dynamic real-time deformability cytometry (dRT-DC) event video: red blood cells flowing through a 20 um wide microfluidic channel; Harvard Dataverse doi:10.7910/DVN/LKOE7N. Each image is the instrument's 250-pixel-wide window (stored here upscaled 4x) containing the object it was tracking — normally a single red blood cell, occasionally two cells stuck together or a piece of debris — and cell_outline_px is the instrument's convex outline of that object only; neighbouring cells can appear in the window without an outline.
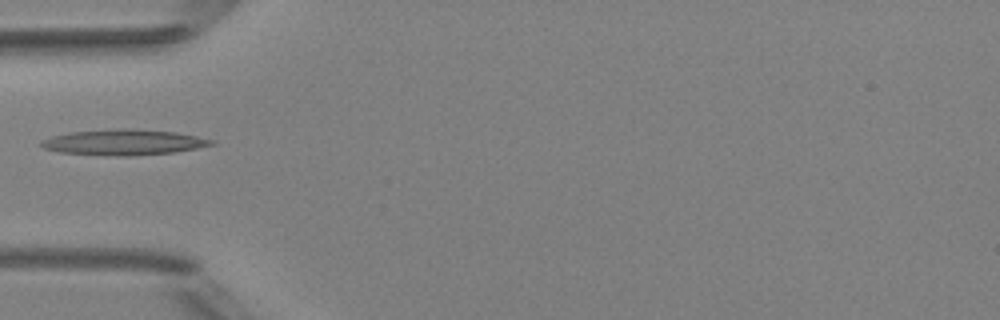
{"species": "Egyptian fruit bat (a non-hibernating species)", "species_latin": "Rousettus aegyptiacus", "temperature_condition": "room temperature", "stored_images_in_passage": 6, "camera_frame_rate_fps": 3000, "um_per_image_px": 0.085, "animal": {"sex": "female"}, "frame": {"image": 1, "passage_image": 5, "time_ms": 4.667, "image_size_px": [1000, 320], "cell_outline_px": [[216, 144], [196, 148], [172, 152], [128, 156], [120, 156], [60, 152], [44, 148], [40, 144], [40, 140], [52, 136], [72, 132], [124, 128], [132, 128], [176, 132], [216, 140]], "centroid_in_image_um": [10.54, 12.08], "position_along_channel_um": 74.5, "area_um2": 25.2}}
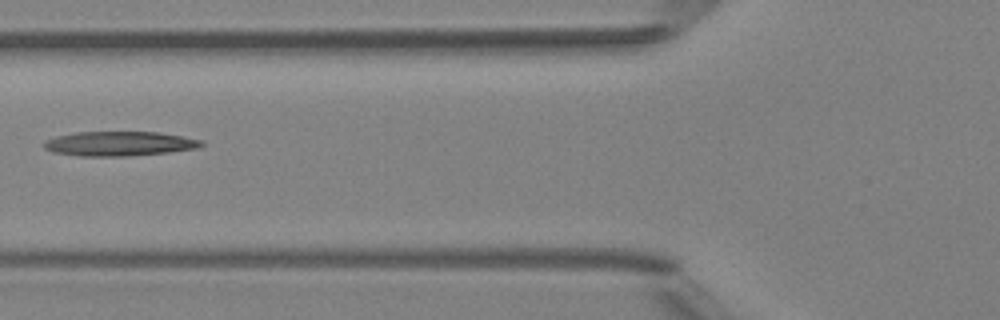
{"frame": {"image": 2, "passage_image": 6, "time_ms": 5.667, "image_size_px": [1000, 320], "cell_outline_px": [[204, 144], [196, 148], [168, 152], [128, 156], [80, 156], [52, 152], [44, 148], [44, 140], [56, 136], [76, 132], [160, 132], [204, 140]], "centroid_in_image_um": [10.13, 12.21], "position_along_channel_um": 115.7, "area_um2": 22.54}}